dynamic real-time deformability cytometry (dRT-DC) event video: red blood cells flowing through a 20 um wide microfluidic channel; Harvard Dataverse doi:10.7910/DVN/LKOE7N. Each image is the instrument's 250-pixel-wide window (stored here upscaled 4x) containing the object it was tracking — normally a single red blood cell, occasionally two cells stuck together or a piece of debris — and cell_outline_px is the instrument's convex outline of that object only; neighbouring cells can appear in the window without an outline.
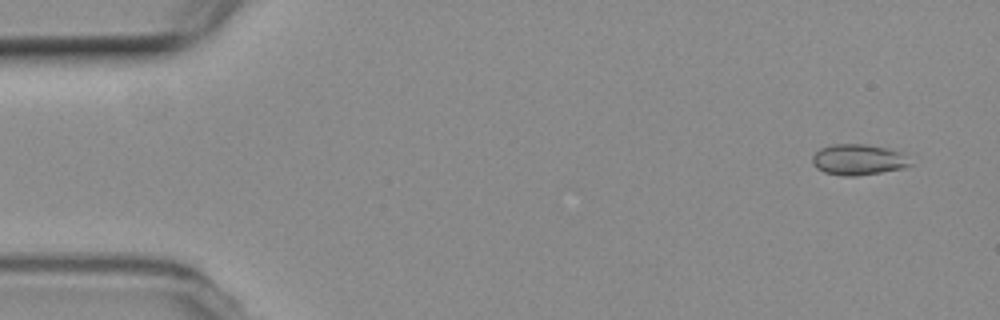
{"species": "common noctule bat (a hibernating species)", "species_latin": "Nyctalus noctula", "temperature_condition": "room temperature", "stored_images_in_passage": 9, "camera_frame_rate_fps": 3000, "um_per_image_px": 0.085, "animal": {"sex": "female", "body_mass_g": 19.3, "forearm_length_mm": 54.1}, "frame": {"image": 1, "passage_image": 1, "time_ms": 0.0, "image_size_px": [1000, 320], "cell_outline_px": [[912, 164], [904, 168], [856, 176], [844, 176], [824, 172], [816, 168], [812, 164], [812, 156], [820, 148], [832, 144], [868, 144], [900, 152]], "centroid_in_image_um": [72.9, 13.57], "position_along_channel_um": 12.1, "area_um2": 17.46}}
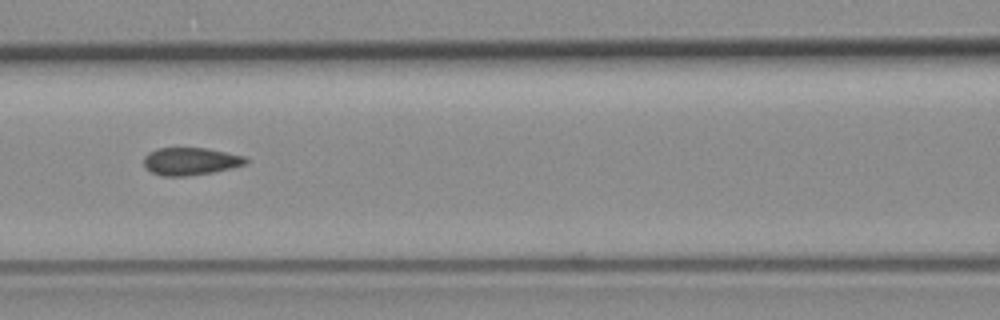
{"frame": {"image": 2, "passage_image": 7, "time_ms": 7.0, "image_size_px": [1000, 320], "cell_outline_px": [[252, 160], [248, 164], [232, 168], [212, 172], [188, 176], [160, 176], [144, 168], [144, 156], [148, 152], [156, 148], [208, 148], [244, 156]], "centroid_in_image_um": [16.21, 13.71], "position_along_channel_um": 150.4, "area_um2": 16.7}}
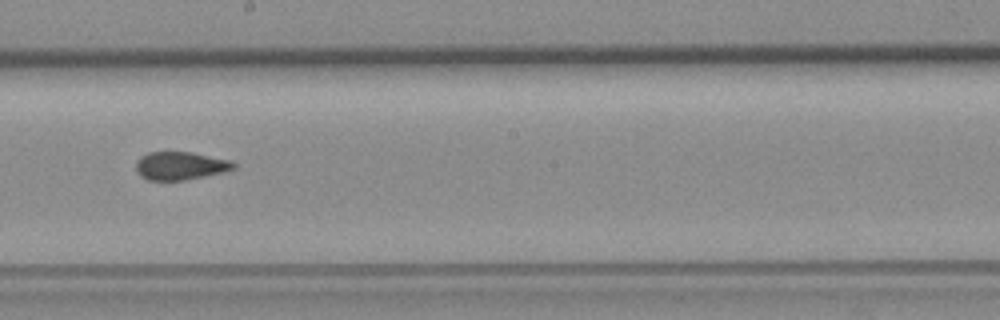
{"frame": {"image": 3, "passage_image": 9, "time_ms": 9.333, "image_size_px": [1000, 320], "cell_outline_px": [[236, 168], [224, 172], [184, 180], [148, 180], [140, 176], [136, 172], [136, 160], [140, 156], [148, 152], [192, 152], [232, 160], [236, 164]], "centroid_in_image_um": [15.33, 14.08], "position_along_channel_um": 232.9, "area_um2": 16.18}}